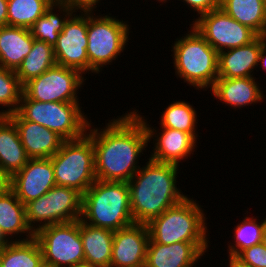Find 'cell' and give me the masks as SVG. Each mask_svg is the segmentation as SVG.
Masks as SVG:
<instances>
[{
    "label": "cell",
    "instance_id": "cell-19",
    "mask_svg": "<svg viewBox=\"0 0 266 267\" xmlns=\"http://www.w3.org/2000/svg\"><path fill=\"white\" fill-rule=\"evenodd\" d=\"M256 77L217 79L209 90L215 99L233 109L262 103L265 95ZM258 83V84H257Z\"/></svg>",
    "mask_w": 266,
    "mask_h": 267
},
{
    "label": "cell",
    "instance_id": "cell-14",
    "mask_svg": "<svg viewBox=\"0 0 266 267\" xmlns=\"http://www.w3.org/2000/svg\"><path fill=\"white\" fill-rule=\"evenodd\" d=\"M133 112L143 121L147 129L149 143L151 138L153 139L151 144L153 143L154 146L152 147L150 159L180 166L179 163H182V160L191 157V154L194 155L195 148H197V140L191 134L163 127L156 130V126L154 129L151 126L152 124L147 122V118L139 113V110L134 108Z\"/></svg>",
    "mask_w": 266,
    "mask_h": 267
},
{
    "label": "cell",
    "instance_id": "cell-32",
    "mask_svg": "<svg viewBox=\"0 0 266 267\" xmlns=\"http://www.w3.org/2000/svg\"><path fill=\"white\" fill-rule=\"evenodd\" d=\"M22 93L23 86L16 72L0 67V105L3 108L0 111V116H9L16 113ZM4 108L7 109L4 110Z\"/></svg>",
    "mask_w": 266,
    "mask_h": 267
},
{
    "label": "cell",
    "instance_id": "cell-7",
    "mask_svg": "<svg viewBox=\"0 0 266 267\" xmlns=\"http://www.w3.org/2000/svg\"><path fill=\"white\" fill-rule=\"evenodd\" d=\"M80 103L39 102L22 93L17 113L25 120L35 122L64 140H74L87 133L90 121Z\"/></svg>",
    "mask_w": 266,
    "mask_h": 267
},
{
    "label": "cell",
    "instance_id": "cell-24",
    "mask_svg": "<svg viewBox=\"0 0 266 267\" xmlns=\"http://www.w3.org/2000/svg\"><path fill=\"white\" fill-rule=\"evenodd\" d=\"M84 261L92 267H110L114 231L89 225L79 220Z\"/></svg>",
    "mask_w": 266,
    "mask_h": 267
},
{
    "label": "cell",
    "instance_id": "cell-41",
    "mask_svg": "<svg viewBox=\"0 0 266 267\" xmlns=\"http://www.w3.org/2000/svg\"><path fill=\"white\" fill-rule=\"evenodd\" d=\"M228 266L229 267H242L240 265H238L234 260H228Z\"/></svg>",
    "mask_w": 266,
    "mask_h": 267
},
{
    "label": "cell",
    "instance_id": "cell-35",
    "mask_svg": "<svg viewBox=\"0 0 266 267\" xmlns=\"http://www.w3.org/2000/svg\"><path fill=\"white\" fill-rule=\"evenodd\" d=\"M77 9H96L101 0H66Z\"/></svg>",
    "mask_w": 266,
    "mask_h": 267
},
{
    "label": "cell",
    "instance_id": "cell-5",
    "mask_svg": "<svg viewBox=\"0 0 266 267\" xmlns=\"http://www.w3.org/2000/svg\"><path fill=\"white\" fill-rule=\"evenodd\" d=\"M190 26L184 36L172 43L175 75L194 89L211 90L218 79V52Z\"/></svg>",
    "mask_w": 266,
    "mask_h": 267
},
{
    "label": "cell",
    "instance_id": "cell-16",
    "mask_svg": "<svg viewBox=\"0 0 266 267\" xmlns=\"http://www.w3.org/2000/svg\"><path fill=\"white\" fill-rule=\"evenodd\" d=\"M149 240L147 224L133 223L114 231L110 267H144Z\"/></svg>",
    "mask_w": 266,
    "mask_h": 267
},
{
    "label": "cell",
    "instance_id": "cell-38",
    "mask_svg": "<svg viewBox=\"0 0 266 267\" xmlns=\"http://www.w3.org/2000/svg\"><path fill=\"white\" fill-rule=\"evenodd\" d=\"M9 242H11L1 231L0 228V250L6 246Z\"/></svg>",
    "mask_w": 266,
    "mask_h": 267
},
{
    "label": "cell",
    "instance_id": "cell-17",
    "mask_svg": "<svg viewBox=\"0 0 266 267\" xmlns=\"http://www.w3.org/2000/svg\"><path fill=\"white\" fill-rule=\"evenodd\" d=\"M8 117L14 122L29 159L50 158L64 142V139L56 132L23 119L17 112Z\"/></svg>",
    "mask_w": 266,
    "mask_h": 267
},
{
    "label": "cell",
    "instance_id": "cell-15",
    "mask_svg": "<svg viewBox=\"0 0 266 267\" xmlns=\"http://www.w3.org/2000/svg\"><path fill=\"white\" fill-rule=\"evenodd\" d=\"M56 185L51 158L29 159L8 179V187L25 205L38 199Z\"/></svg>",
    "mask_w": 266,
    "mask_h": 267
},
{
    "label": "cell",
    "instance_id": "cell-12",
    "mask_svg": "<svg viewBox=\"0 0 266 267\" xmlns=\"http://www.w3.org/2000/svg\"><path fill=\"white\" fill-rule=\"evenodd\" d=\"M192 25L219 53L247 45L259 35L246 25L230 17L221 7L202 14Z\"/></svg>",
    "mask_w": 266,
    "mask_h": 267
},
{
    "label": "cell",
    "instance_id": "cell-36",
    "mask_svg": "<svg viewBox=\"0 0 266 267\" xmlns=\"http://www.w3.org/2000/svg\"><path fill=\"white\" fill-rule=\"evenodd\" d=\"M8 0H0V27L7 26Z\"/></svg>",
    "mask_w": 266,
    "mask_h": 267
},
{
    "label": "cell",
    "instance_id": "cell-13",
    "mask_svg": "<svg viewBox=\"0 0 266 267\" xmlns=\"http://www.w3.org/2000/svg\"><path fill=\"white\" fill-rule=\"evenodd\" d=\"M80 10V11H79ZM65 22L53 46L58 65L88 73L87 9H78ZM77 13V14H76ZM79 14V15H78Z\"/></svg>",
    "mask_w": 266,
    "mask_h": 267
},
{
    "label": "cell",
    "instance_id": "cell-42",
    "mask_svg": "<svg viewBox=\"0 0 266 267\" xmlns=\"http://www.w3.org/2000/svg\"><path fill=\"white\" fill-rule=\"evenodd\" d=\"M262 244L266 247V225L263 231Z\"/></svg>",
    "mask_w": 266,
    "mask_h": 267
},
{
    "label": "cell",
    "instance_id": "cell-1",
    "mask_svg": "<svg viewBox=\"0 0 266 267\" xmlns=\"http://www.w3.org/2000/svg\"><path fill=\"white\" fill-rule=\"evenodd\" d=\"M117 117L102 129L90 120L86 133L93 142L96 179L101 181L128 182L149 144L145 125L132 110Z\"/></svg>",
    "mask_w": 266,
    "mask_h": 267
},
{
    "label": "cell",
    "instance_id": "cell-9",
    "mask_svg": "<svg viewBox=\"0 0 266 267\" xmlns=\"http://www.w3.org/2000/svg\"><path fill=\"white\" fill-rule=\"evenodd\" d=\"M26 222L35 234L43 227L81 219L82 194L73 188L55 185L38 199L25 204Z\"/></svg>",
    "mask_w": 266,
    "mask_h": 267
},
{
    "label": "cell",
    "instance_id": "cell-29",
    "mask_svg": "<svg viewBox=\"0 0 266 267\" xmlns=\"http://www.w3.org/2000/svg\"><path fill=\"white\" fill-rule=\"evenodd\" d=\"M159 124V127L181 130L191 134L196 140L199 139L196 130L197 111L188 102L176 100L169 104L161 113Z\"/></svg>",
    "mask_w": 266,
    "mask_h": 267
},
{
    "label": "cell",
    "instance_id": "cell-37",
    "mask_svg": "<svg viewBox=\"0 0 266 267\" xmlns=\"http://www.w3.org/2000/svg\"><path fill=\"white\" fill-rule=\"evenodd\" d=\"M258 65L266 71V36H262V47L259 54Z\"/></svg>",
    "mask_w": 266,
    "mask_h": 267
},
{
    "label": "cell",
    "instance_id": "cell-28",
    "mask_svg": "<svg viewBox=\"0 0 266 267\" xmlns=\"http://www.w3.org/2000/svg\"><path fill=\"white\" fill-rule=\"evenodd\" d=\"M53 46L34 39L30 53L15 71L22 86L56 65Z\"/></svg>",
    "mask_w": 266,
    "mask_h": 267
},
{
    "label": "cell",
    "instance_id": "cell-39",
    "mask_svg": "<svg viewBox=\"0 0 266 267\" xmlns=\"http://www.w3.org/2000/svg\"><path fill=\"white\" fill-rule=\"evenodd\" d=\"M8 179L0 172V192L7 187Z\"/></svg>",
    "mask_w": 266,
    "mask_h": 267
},
{
    "label": "cell",
    "instance_id": "cell-2",
    "mask_svg": "<svg viewBox=\"0 0 266 267\" xmlns=\"http://www.w3.org/2000/svg\"><path fill=\"white\" fill-rule=\"evenodd\" d=\"M127 182L134 223L148 224L189 195L177 188L179 166L150 158Z\"/></svg>",
    "mask_w": 266,
    "mask_h": 267
},
{
    "label": "cell",
    "instance_id": "cell-20",
    "mask_svg": "<svg viewBox=\"0 0 266 267\" xmlns=\"http://www.w3.org/2000/svg\"><path fill=\"white\" fill-rule=\"evenodd\" d=\"M203 255L191 242H149L144 267H195Z\"/></svg>",
    "mask_w": 266,
    "mask_h": 267
},
{
    "label": "cell",
    "instance_id": "cell-6",
    "mask_svg": "<svg viewBox=\"0 0 266 267\" xmlns=\"http://www.w3.org/2000/svg\"><path fill=\"white\" fill-rule=\"evenodd\" d=\"M94 11L87 9L88 74H99L103 67L118 60L130 39L128 21L119 20L110 13L96 16Z\"/></svg>",
    "mask_w": 266,
    "mask_h": 267
},
{
    "label": "cell",
    "instance_id": "cell-21",
    "mask_svg": "<svg viewBox=\"0 0 266 267\" xmlns=\"http://www.w3.org/2000/svg\"><path fill=\"white\" fill-rule=\"evenodd\" d=\"M0 228L11 242L27 241L34 238V233L26 222L25 205L8 186L0 192ZM25 235L26 237H24Z\"/></svg>",
    "mask_w": 266,
    "mask_h": 267
},
{
    "label": "cell",
    "instance_id": "cell-8",
    "mask_svg": "<svg viewBox=\"0 0 266 267\" xmlns=\"http://www.w3.org/2000/svg\"><path fill=\"white\" fill-rule=\"evenodd\" d=\"M50 158L56 185L73 188L83 195L96 181L94 147L87 134L78 139L64 140Z\"/></svg>",
    "mask_w": 266,
    "mask_h": 267
},
{
    "label": "cell",
    "instance_id": "cell-40",
    "mask_svg": "<svg viewBox=\"0 0 266 267\" xmlns=\"http://www.w3.org/2000/svg\"><path fill=\"white\" fill-rule=\"evenodd\" d=\"M72 267H92L88 262H80V263H77L75 265H73Z\"/></svg>",
    "mask_w": 266,
    "mask_h": 267
},
{
    "label": "cell",
    "instance_id": "cell-3",
    "mask_svg": "<svg viewBox=\"0 0 266 267\" xmlns=\"http://www.w3.org/2000/svg\"><path fill=\"white\" fill-rule=\"evenodd\" d=\"M203 206L190 196L168 208L148 224L149 242L170 245L193 243L204 255L209 248V233ZM208 233V234H207Z\"/></svg>",
    "mask_w": 266,
    "mask_h": 267
},
{
    "label": "cell",
    "instance_id": "cell-27",
    "mask_svg": "<svg viewBox=\"0 0 266 267\" xmlns=\"http://www.w3.org/2000/svg\"><path fill=\"white\" fill-rule=\"evenodd\" d=\"M43 266V253L35 238L9 242L0 250V267Z\"/></svg>",
    "mask_w": 266,
    "mask_h": 267
},
{
    "label": "cell",
    "instance_id": "cell-30",
    "mask_svg": "<svg viewBox=\"0 0 266 267\" xmlns=\"http://www.w3.org/2000/svg\"><path fill=\"white\" fill-rule=\"evenodd\" d=\"M56 0H8L7 26L30 29Z\"/></svg>",
    "mask_w": 266,
    "mask_h": 267
},
{
    "label": "cell",
    "instance_id": "cell-4",
    "mask_svg": "<svg viewBox=\"0 0 266 267\" xmlns=\"http://www.w3.org/2000/svg\"><path fill=\"white\" fill-rule=\"evenodd\" d=\"M82 222L113 231L134 223L127 182L96 181L82 195Z\"/></svg>",
    "mask_w": 266,
    "mask_h": 267
},
{
    "label": "cell",
    "instance_id": "cell-34",
    "mask_svg": "<svg viewBox=\"0 0 266 267\" xmlns=\"http://www.w3.org/2000/svg\"><path fill=\"white\" fill-rule=\"evenodd\" d=\"M185 5L187 4V7L191 8L194 12H197L198 17L202 14L208 13L211 10H215L220 8L221 6V0H178Z\"/></svg>",
    "mask_w": 266,
    "mask_h": 267
},
{
    "label": "cell",
    "instance_id": "cell-43",
    "mask_svg": "<svg viewBox=\"0 0 266 267\" xmlns=\"http://www.w3.org/2000/svg\"><path fill=\"white\" fill-rule=\"evenodd\" d=\"M157 1L160 2V3H161V2H162V3H163V2L165 3V2L170 1V0H157Z\"/></svg>",
    "mask_w": 266,
    "mask_h": 267
},
{
    "label": "cell",
    "instance_id": "cell-22",
    "mask_svg": "<svg viewBox=\"0 0 266 267\" xmlns=\"http://www.w3.org/2000/svg\"><path fill=\"white\" fill-rule=\"evenodd\" d=\"M28 160L14 122L8 116H0V172L9 179Z\"/></svg>",
    "mask_w": 266,
    "mask_h": 267
},
{
    "label": "cell",
    "instance_id": "cell-10",
    "mask_svg": "<svg viewBox=\"0 0 266 267\" xmlns=\"http://www.w3.org/2000/svg\"><path fill=\"white\" fill-rule=\"evenodd\" d=\"M47 267H72L84 262L79 220L41 228L34 234Z\"/></svg>",
    "mask_w": 266,
    "mask_h": 267
},
{
    "label": "cell",
    "instance_id": "cell-25",
    "mask_svg": "<svg viewBox=\"0 0 266 267\" xmlns=\"http://www.w3.org/2000/svg\"><path fill=\"white\" fill-rule=\"evenodd\" d=\"M58 9V10H56ZM57 13H56V12ZM78 9L66 0H56L30 28L36 40L54 46L68 18Z\"/></svg>",
    "mask_w": 266,
    "mask_h": 267
},
{
    "label": "cell",
    "instance_id": "cell-11",
    "mask_svg": "<svg viewBox=\"0 0 266 267\" xmlns=\"http://www.w3.org/2000/svg\"><path fill=\"white\" fill-rule=\"evenodd\" d=\"M76 69L54 65L23 86V93L39 102L79 103L78 89L86 79ZM81 87V88H80Z\"/></svg>",
    "mask_w": 266,
    "mask_h": 267
},
{
    "label": "cell",
    "instance_id": "cell-18",
    "mask_svg": "<svg viewBox=\"0 0 266 267\" xmlns=\"http://www.w3.org/2000/svg\"><path fill=\"white\" fill-rule=\"evenodd\" d=\"M262 47V36L251 43L218 53V79L255 77Z\"/></svg>",
    "mask_w": 266,
    "mask_h": 267
},
{
    "label": "cell",
    "instance_id": "cell-26",
    "mask_svg": "<svg viewBox=\"0 0 266 267\" xmlns=\"http://www.w3.org/2000/svg\"><path fill=\"white\" fill-rule=\"evenodd\" d=\"M230 17L266 36V2L263 0H221L220 6Z\"/></svg>",
    "mask_w": 266,
    "mask_h": 267
},
{
    "label": "cell",
    "instance_id": "cell-31",
    "mask_svg": "<svg viewBox=\"0 0 266 267\" xmlns=\"http://www.w3.org/2000/svg\"><path fill=\"white\" fill-rule=\"evenodd\" d=\"M257 218L244 217L240 224L234 226V241L228 245V260H233L242 250L262 243L263 231L266 225V218L259 223Z\"/></svg>",
    "mask_w": 266,
    "mask_h": 267
},
{
    "label": "cell",
    "instance_id": "cell-33",
    "mask_svg": "<svg viewBox=\"0 0 266 267\" xmlns=\"http://www.w3.org/2000/svg\"><path fill=\"white\" fill-rule=\"evenodd\" d=\"M233 260L242 267H266V247L260 243L245 248Z\"/></svg>",
    "mask_w": 266,
    "mask_h": 267
},
{
    "label": "cell",
    "instance_id": "cell-23",
    "mask_svg": "<svg viewBox=\"0 0 266 267\" xmlns=\"http://www.w3.org/2000/svg\"><path fill=\"white\" fill-rule=\"evenodd\" d=\"M34 39L30 29L0 27V67L16 71L30 53Z\"/></svg>",
    "mask_w": 266,
    "mask_h": 267
}]
</instances>
